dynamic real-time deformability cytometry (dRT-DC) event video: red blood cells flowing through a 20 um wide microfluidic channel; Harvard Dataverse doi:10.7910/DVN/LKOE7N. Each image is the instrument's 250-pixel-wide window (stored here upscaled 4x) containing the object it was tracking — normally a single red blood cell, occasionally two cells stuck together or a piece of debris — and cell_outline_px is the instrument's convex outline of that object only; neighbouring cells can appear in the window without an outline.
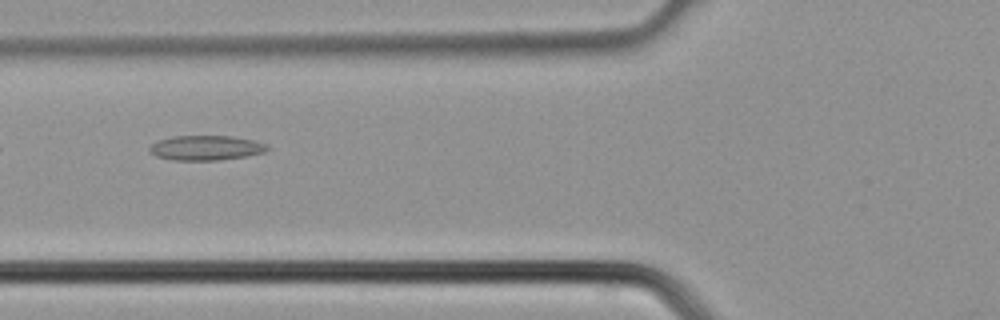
{"species": "common noctule bat (a hibernating species)", "species_latin": "Nyctalus noctula", "temperature_condition": "cold", "stored_images_in_passage": 4, "camera_frame_rate_fps": 3000, "um_per_image_px": 0.085, "animal": {"sex": "male", "body_mass_g": 21.5, "forearm_length_mm": 52.0}, "frame": {"image": 1, "passage_image": 4, "time_ms": 1.0, "image_size_px": [1000, 320], "cell_outline_px": [[272, 148], [264, 152], [244, 156], [220, 160], [172, 160], [156, 156], [148, 152], [148, 148], [156, 140], [172, 136], [232, 136], [256, 140], [268, 144]], "centroid_in_image_um": [17.51, 12.56], "position_along_channel_um": 108.3, "area_um2": 17.28}}